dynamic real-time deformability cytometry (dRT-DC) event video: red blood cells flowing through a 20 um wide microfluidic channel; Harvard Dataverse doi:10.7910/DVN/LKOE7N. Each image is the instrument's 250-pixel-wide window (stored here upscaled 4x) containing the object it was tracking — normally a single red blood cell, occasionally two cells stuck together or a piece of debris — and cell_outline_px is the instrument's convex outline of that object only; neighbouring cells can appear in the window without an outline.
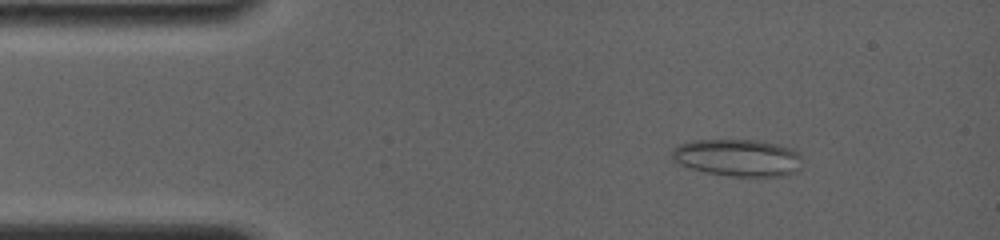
{"species": "common noctule bat (a hibernating species)", "species_latin": "Nyctalus noctula", "temperature_condition": "room temperature", "stored_images_in_passage": 6, "camera_frame_rate_fps": 4000, "um_per_image_px": 0.085, "animal": {"sex": "female", "body_mass_g": 19.0, "forearm_length_mm": 56.7}, "frame": {"image": 1, "passage_image": 3, "time_ms": 2.0, "image_size_px": [1000, 240], "cell_outline_px": [[800, 168], [796, 172], [784, 176], [728, 176], [704, 172], [688, 168], [672, 160], [672, 148], [680, 144], [692, 140], [756, 140], [776, 144], [792, 148], [800, 152]], "centroid_in_image_um": [62.7, 13.41], "position_along_channel_um": 22.3, "area_um2": 28.44}}